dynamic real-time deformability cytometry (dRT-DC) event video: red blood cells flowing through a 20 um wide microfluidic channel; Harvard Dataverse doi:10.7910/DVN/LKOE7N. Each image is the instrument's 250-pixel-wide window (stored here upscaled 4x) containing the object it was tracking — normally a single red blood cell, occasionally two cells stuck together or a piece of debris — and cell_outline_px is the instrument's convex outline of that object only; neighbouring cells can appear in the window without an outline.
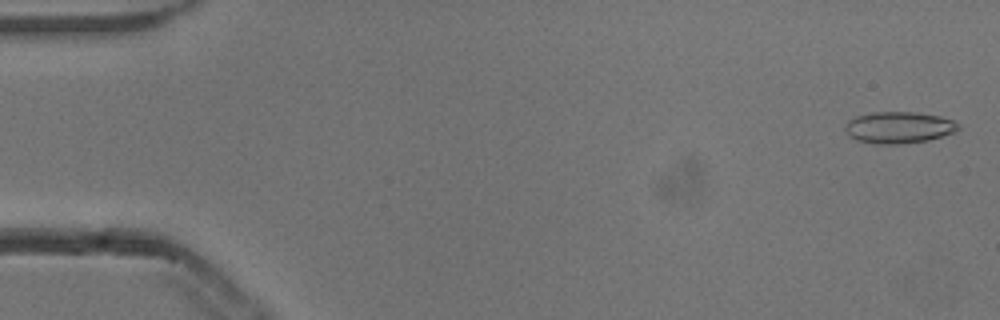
{"species": "common noctule bat (a hibernating species)", "species_latin": "Nyctalus noctula", "temperature_condition": "cold", "stored_images_in_passage": 47, "camera_frame_rate_fps": 3000, "um_per_image_px": 0.085, "animal": {"sex": "male", "body_mass_g": 13.3}, "frame": {"image": 1, "passage_image": 2, "time_ms": 0.333, "image_size_px": [1000, 320], "cell_outline_px": [[960, 128], [956, 132], [928, 140], [892, 144], [876, 144], [856, 140], [848, 136], [844, 128], [848, 120], [856, 116], [872, 112], [912, 112], [940, 116], [952, 120], [960, 124]], "centroid_in_image_um": [76.39, 10.83], "position_along_channel_um": 8.6, "area_um2": 20.87}}
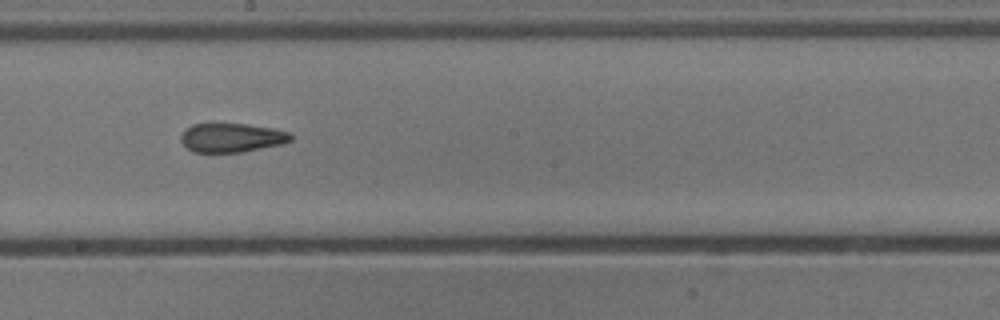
{"frame": {"image": 2, "passage_image": 30, "time_ms": 9.667, "image_size_px": [1000, 320], "cell_outline_px": [[292, 140], [284, 144], [240, 152], [192, 152], [180, 140], [180, 136], [192, 124], [212, 120], [244, 124], [272, 128], [288, 132], [292, 136]], "centroid_in_image_um": [19.66, 11.66], "position_along_channel_um": 228.5, "area_um2": 19.13}}
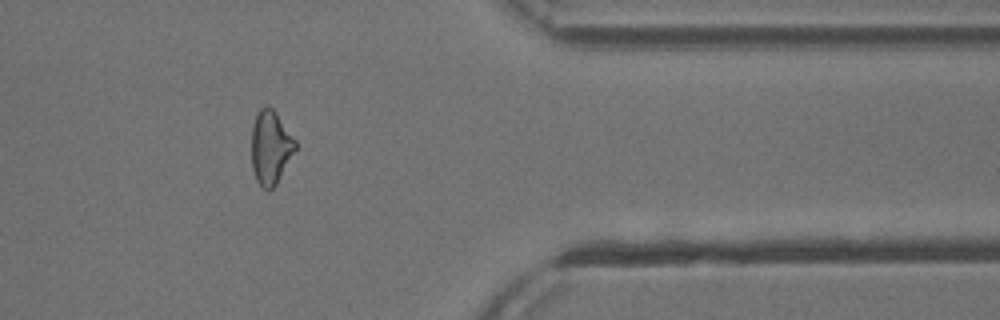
{"frame": {"image": 3, "passage_image": 44, "time_ms": 14.333, "image_size_px": [1000, 320], "cell_outline_px": [[296, 148], [276, 184], [268, 192], [256, 180], [252, 168], [252, 124], [260, 108], [268, 104], [276, 112], [296, 140]], "centroid_in_image_um": [22.99, 12.5], "position_along_channel_um": 388.4, "area_um2": 18.73}}